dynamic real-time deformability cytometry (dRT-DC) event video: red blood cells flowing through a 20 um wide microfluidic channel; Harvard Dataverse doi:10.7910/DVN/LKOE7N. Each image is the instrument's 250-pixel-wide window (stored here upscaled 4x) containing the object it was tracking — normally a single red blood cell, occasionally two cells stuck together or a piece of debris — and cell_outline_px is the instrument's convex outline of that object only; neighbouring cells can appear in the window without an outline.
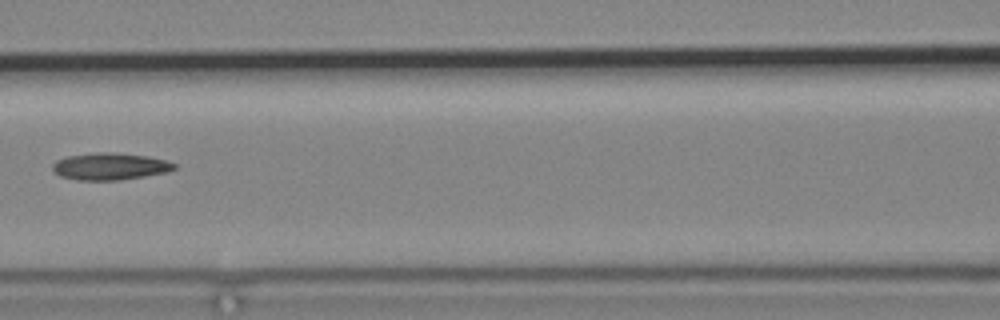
{"species": "common noctule bat (a hibernating species)", "species_latin": "Nyctalus noctula", "temperature_condition": "cold", "stored_images_in_passage": 8, "camera_frame_rate_fps": 3000, "um_per_image_px": 0.085, "animal": {"sex": "male", "body_mass_g": 19.2, "forearm_length_mm": 51.8}, "frame": {"image": 1, "passage_image": 8, "time_ms": 8.0, "image_size_px": [1000, 320], "cell_outline_px": [[176, 168], [168, 172], [120, 180], [76, 180], [60, 176], [52, 168], [52, 164], [56, 160], [68, 156], [96, 152], [112, 152], [148, 156], [164, 160], [176, 164]], "centroid_in_image_um": [9.34, 14.14], "position_along_channel_um": 157.3, "area_um2": 19.13}}